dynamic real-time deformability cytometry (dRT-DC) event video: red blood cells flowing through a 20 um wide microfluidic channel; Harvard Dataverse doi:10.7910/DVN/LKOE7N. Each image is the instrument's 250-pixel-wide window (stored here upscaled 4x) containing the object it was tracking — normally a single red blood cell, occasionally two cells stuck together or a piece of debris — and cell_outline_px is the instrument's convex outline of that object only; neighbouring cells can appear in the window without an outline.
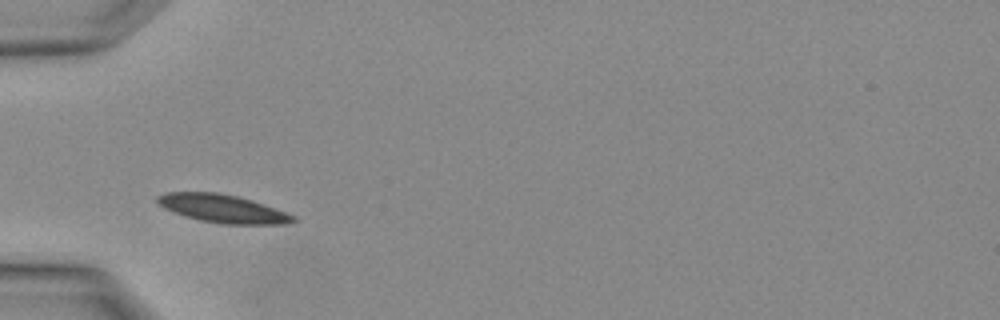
{"species": "Egyptian fruit bat (a non-hibernating species)", "species_latin": "Rousettus aegyptiacus", "temperature_condition": "warm", "stored_images_in_passage": 4, "camera_frame_rate_fps": 3000, "um_per_image_px": 0.085, "animal": {"sex": "female"}, "frame": {"image": 1, "passage_image": 4, "time_ms": 1.0, "image_size_px": [1000, 320], "cell_outline_px": [[296, 220], [288, 224], [224, 224], [200, 220], [164, 208], [156, 200], [156, 196], [164, 192], [216, 192], [236, 196], [252, 200], [264, 204], [296, 216]], "centroid_in_image_um": [18.95, 17.72], "position_along_channel_um": 66.1, "area_um2": 22.02}}